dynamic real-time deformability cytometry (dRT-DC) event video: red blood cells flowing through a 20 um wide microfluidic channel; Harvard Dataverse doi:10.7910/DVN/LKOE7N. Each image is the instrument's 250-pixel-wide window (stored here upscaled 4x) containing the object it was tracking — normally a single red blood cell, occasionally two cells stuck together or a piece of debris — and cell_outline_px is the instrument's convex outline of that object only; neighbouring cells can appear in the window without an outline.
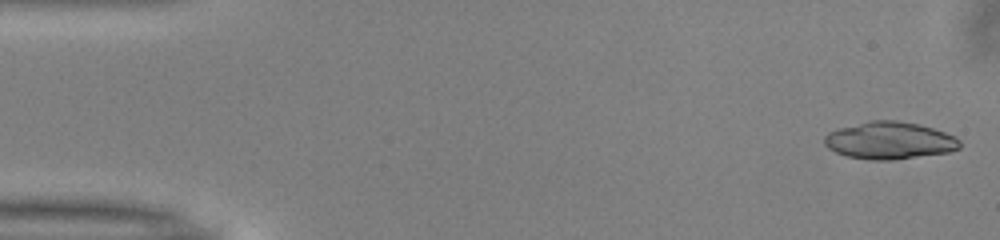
{"species": "common noctule bat (a hibernating species)", "species_latin": "Nyctalus noctula", "temperature_condition": "warm", "stored_images_in_passage": 50, "segment_of_instrument_passage": [1, 2], "camera_frame_rate_fps": 3000, "um_per_image_px": 0.085, "animal": {"sex": "male", "body_mass_g": 13.0, "forearm_length_mm": 53.1}, "frame": {"image": 1, "passage_image": 2, "time_ms": 0.333, "image_size_px": [1000, 240], "cell_outline_px": [[960, 148], [948, 152], [892, 160], [872, 160], [848, 156], [836, 152], [828, 148], [824, 144], [824, 136], [828, 132], [836, 128], [868, 120], [896, 120], [920, 124], [956, 136], [960, 140]], "centroid_in_image_um": [75.59, 11.93], "position_along_channel_um": 9.4, "area_um2": 29.59}}